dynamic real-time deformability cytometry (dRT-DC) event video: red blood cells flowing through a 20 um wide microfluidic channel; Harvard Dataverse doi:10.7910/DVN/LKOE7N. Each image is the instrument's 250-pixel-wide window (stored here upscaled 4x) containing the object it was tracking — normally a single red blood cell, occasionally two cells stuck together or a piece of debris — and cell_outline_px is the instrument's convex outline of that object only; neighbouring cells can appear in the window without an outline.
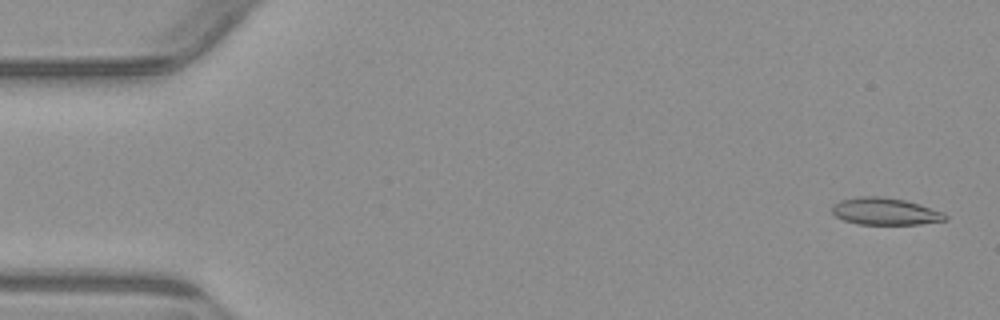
{"species": "common noctule bat (a hibernating species)", "species_latin": "Nyctalus noctula", "temperature_condition": "warm", "stored_images_in_passage": 54, "camera_frame_rate_fps": 3000, "um_per_image_px": 0.085, "animal": {"sex": "male", "body_mass_g": 23.1, "forearm_length_mm": 52.7}, "frame": {"image": 1, "passage_image": 2, "time_ms": 0.333, "image_size_px": [1000, 320], "cell_outline_px": [[948, 220], [920, 224], [856, 224], [844, 220], [836, 216], [832, 212], [832, 204], [840, 200], [860, 196], [880, 196], [904, 200], [920, 204], [944, 212], [948, 216]], "centroid_in_image_um": [75.25, 17.97], "position_along_channel_um": 9.7, "area_um2": 17.98}}
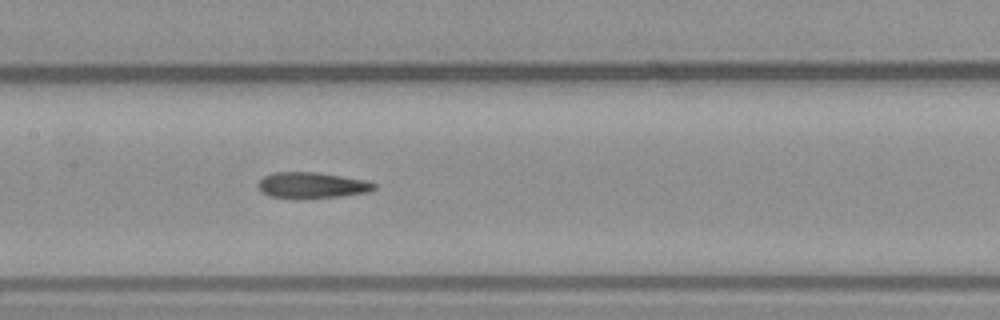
{"frame": {"image": 2, "passage_image": 26, "time_ms": 8.333, "image_size_px": [1000, 320], "cell_outline_px": [[376, 188], [368, 192], [340, 196], [304, 200], [292, 200], [272, 196], [264, 192], [256, 184], [264, 176], [272, 172], [316, 172], [368, 180], [376, 184]], "centroid_in_image_um": [26.52, 15.76], "position_along_channel_um": 180.9, "area_um2": 17.98}}
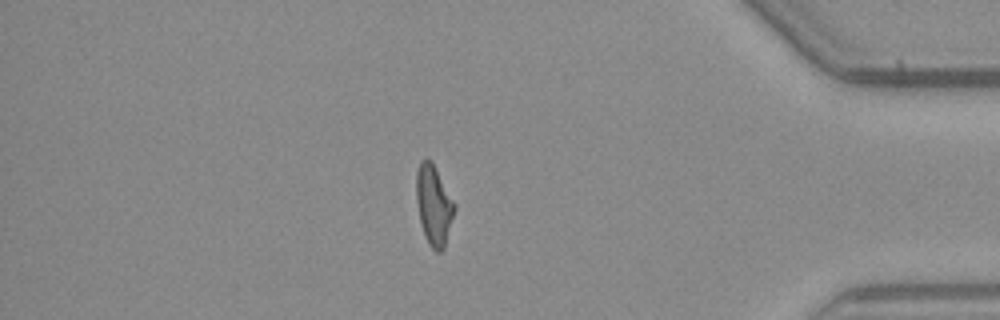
{"frame": {"image": 3, "passage_image": 46, "time_ms": 15.0, "image_size_px": [1000, 320], "cell_outline_px": [[456, 208], [444, 248], [440, 252], [436, 252], [428, 244], [420, 220], [416, 200], [416, 172], [420, 160], [432, 160], [456, 204]], "centroid_in_image_um": [36.88, 17.41], "position_along_channel_um": 398.3, "area_um2": 17.86}, "authors_computed_cell_mechanics": {"area_um2": 17.9758, "velocity_mm_per_s": 3.8454, "shape_relaxation_time_tau1_ms": null, "shape_relaxation_time_tau2_ms": 2.5709, "deformation_change_tau1": null, "deformation_change_tau2": 0.1047}}